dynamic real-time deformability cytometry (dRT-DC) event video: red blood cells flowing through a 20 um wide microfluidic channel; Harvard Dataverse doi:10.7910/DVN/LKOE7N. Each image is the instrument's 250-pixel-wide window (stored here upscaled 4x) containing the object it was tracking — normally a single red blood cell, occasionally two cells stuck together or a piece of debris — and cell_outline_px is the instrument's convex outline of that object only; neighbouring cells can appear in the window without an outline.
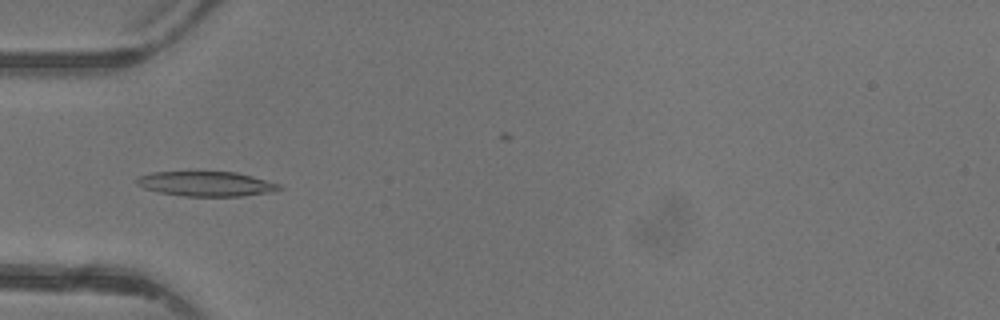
{"species": "common noctule bat (a hibernating species)", "species_latin": "Nyctalus noctula", "temperature_condition": "warm", "stored_images_in_passage": 4, "camera_frame_rate_fps": 3000, "um_per_image_px": 0.085, "animal": {"sex": "female"}, "frame": {"image": 1, "passage_image": 4, "time_ms": 3.333, "image_size_px": [1000, 320], "cell_outline_px": [[284, 188], [272, 192], [240, 196], [184, 196], [160, 192], [144, 188], [136, 184], [136, 180], [140, 176], [152, 172], [236, 172], [252, 176], [280, 184]], "centroid_in_image_um": [17.55, 15.63], "position_along_channel_um": 67.4, "area_um2": 20.46}}